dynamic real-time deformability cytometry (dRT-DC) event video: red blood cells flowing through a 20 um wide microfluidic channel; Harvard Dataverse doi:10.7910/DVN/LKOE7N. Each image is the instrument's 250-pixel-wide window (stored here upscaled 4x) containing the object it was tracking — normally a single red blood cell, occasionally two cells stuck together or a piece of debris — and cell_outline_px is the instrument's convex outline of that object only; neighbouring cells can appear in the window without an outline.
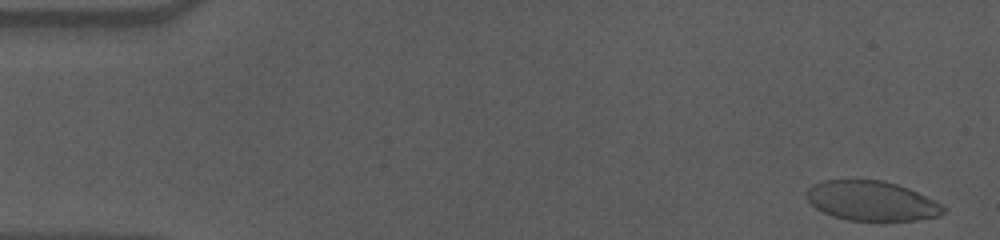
{"species": "human", "species_latin": "Homo sapiens", "temperature_condition": "cold", "stored_images_in_passage": 51, "camera_frame_rate_fps": 3000, "um_per_image_px": 0.085, "donor": {"sex": "male"}, "frame": {"image": 1, "passage_image": 2, "time_ms": 0.333, "image_size_px": [1000, 240], "cell_outline_px": [[948, 208], [944, 212], [936, 216], [916, 220], [848, 220], [832, 216], [816, 208], [808, 200], [804, 192], [812, 184], [824, 180], [884, 180], [908, 188], [936, 200]], "centroid_in_image_um": [74.08, 17.06], "position_along_channel_um": 10.9, "area_um2": 31.67}}
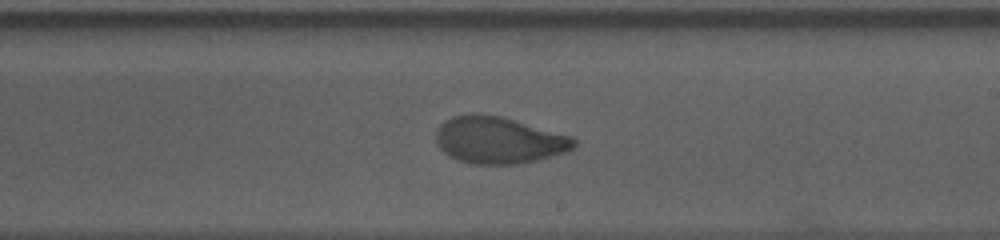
{"frame": {"image": 2, "passage_image": 33, "time_ms": 10.667, "image_size_px": [1000, 240], "cell_outline_px": [[576, 148], [568, 152], [536, 160], [516, 164], [472, 164], [448, 156], [436, 144], [436, 128], [444, 120], [452, 116], [468, 112], [476, 112], [500, 116], [572, 136], [576, 140]], "centroid_in_image_um": [42.37, 11.9], "position_along_channel_um": 246.6, "area_um2": 38.09}}
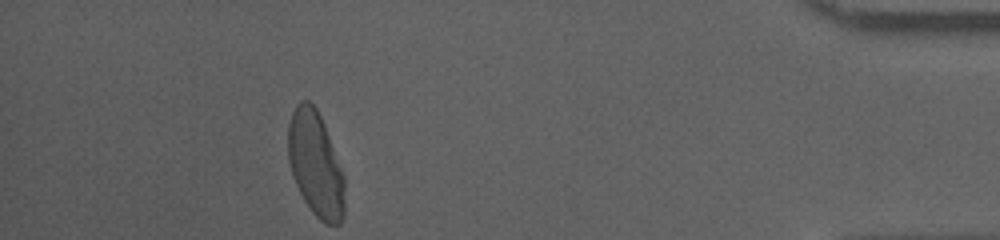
{"frame": {"image": 3, "passage_image": 51, "time_ms": 16.667, "image_size_px": [1000, 240], "cell_outline_px": [[344, 216], [340, 224], [328, 224], [320, 220], [312, 212], [304, 200], [292, 176], [288, 160], [288, 124], [292, 112], [296, 104], [300, 100], [308, 100], [316, 108], [324, 124], [344, 176]], "centroid_in_image_um": [26.81, 13.95], "position_along_channel_um": 408.4, "area_um2": 34.51}, "authors_computed_cell_mechanics": {"area_um2": 36.703, "velocity_mm_per_s": 3.5923, "shape_relaxation_time_tau1_ms": 7.4207, "shape_relaxation_time_tau2_ms": 1.0107, "deformation_change_tau1": 0.2083, "deformation_change_tau2": 0.0592}}